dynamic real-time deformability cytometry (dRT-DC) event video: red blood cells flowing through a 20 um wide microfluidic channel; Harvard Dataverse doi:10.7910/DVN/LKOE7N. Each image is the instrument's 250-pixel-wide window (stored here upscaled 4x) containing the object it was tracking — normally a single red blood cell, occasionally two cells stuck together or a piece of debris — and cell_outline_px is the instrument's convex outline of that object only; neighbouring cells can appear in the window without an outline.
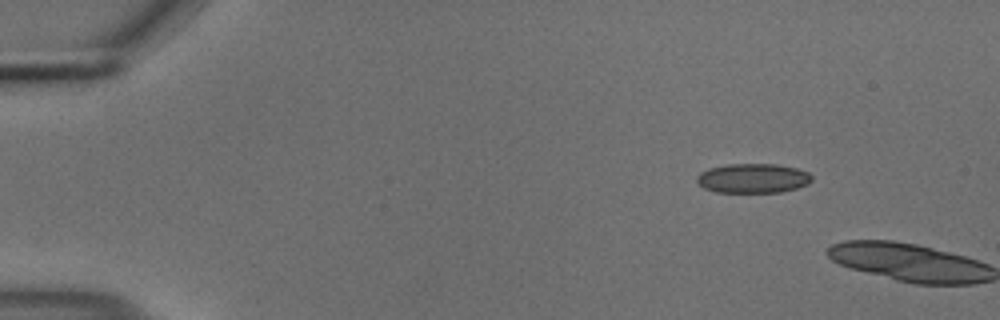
{"species": "common noctule bat (a hibernating species)", "species_latin": "Nyctalus noctula", "temperature_condition": "cold", "stored_images_in_passage": 2, "camera_frame_rate_fps": 3000, "um_per_image_px": 0.085, "animal": {"sex": "male", "body_mass_g": 18.8}, "frame": {"image": 1, "passage_image": 1, "time_ms": 0.0, "image_size_px": [1000, 320], "cell_outline_px": [[812, 180], [808, 184], [796, 188], [780, 192], [716, 192], [704, 188], [696, 180], [696, 176], [700, 172], [708, 168], [728, 164], [776, 164], [796, 168], [808, 172], [812, 176]], "centroid_in_image_um": [63.99, 15.15], "position_along_channel_um": 21.0, "area_um2": 19.77}}